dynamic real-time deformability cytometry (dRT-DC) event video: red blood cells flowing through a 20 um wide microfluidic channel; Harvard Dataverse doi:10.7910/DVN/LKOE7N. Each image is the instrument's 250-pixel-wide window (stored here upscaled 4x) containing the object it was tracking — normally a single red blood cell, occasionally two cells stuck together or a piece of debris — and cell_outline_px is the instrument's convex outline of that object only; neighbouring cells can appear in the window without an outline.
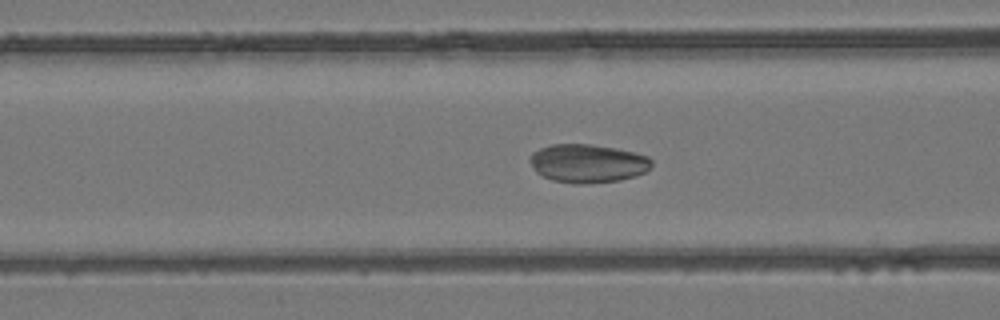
{"species": "common noctule bat (a hibernating species)", "species_latin": "Nyctalus noctula", "temperature_condition": "room temperature", "stored_images_in_passage": 51, "camera_frame_rate_fps": 3000, "um_per_image_px": 0.085, "animal": {"sex": "female", "body_mass_g": 24.6, "forearm_length_mm": 56.2}, "frame": {"image": 1, "passage_image": 21, "time_ms": 6.667, "image_size_px": [1000, 320], "cell_outline_px": [[652, 164], [644, 172], [636, 176], [620, 180], [584, 184], [572, 184], [552, 180], [536, 172], [528, 160], [528, 156], [532, 152], [540, 148], [552, 144], [592, 144], [616, 148], [636, 152], [648, 156], [652, 160]], "centroid_in_image_um": [49.94, 13.88], "position_along_channel_um": 116.7, "area_um2": 27.57}}
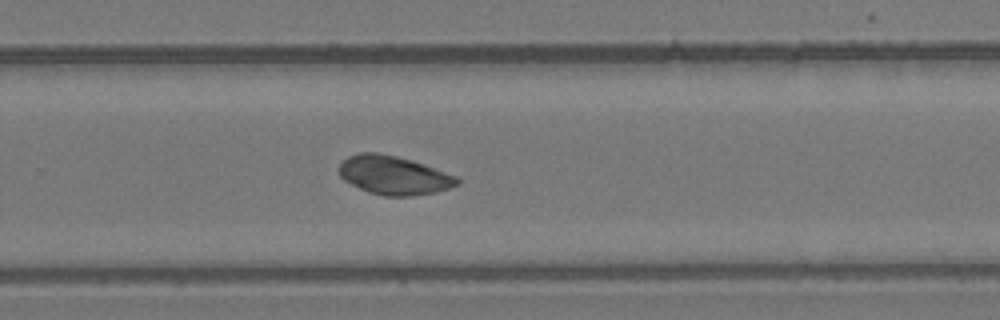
{"frame": {"image": 2, "passage_image": 34, "time_ms": 11.0, "image_size_px": [1000, 320], "cell_outline_px": [[460, 184], [436, 192], [408, 196], [384, 196], [368, 192], [344, 180], [340, 176], [340, 164], [348, 156], [360, 152], [376, 152], [396, 156], [412, 160], [424, 164], [456, 176], [460, 180]], "centroid_in_image_um": [33.48, 14.89], "position_along_channel_um": 296.3, "area_um2": 26.47}}
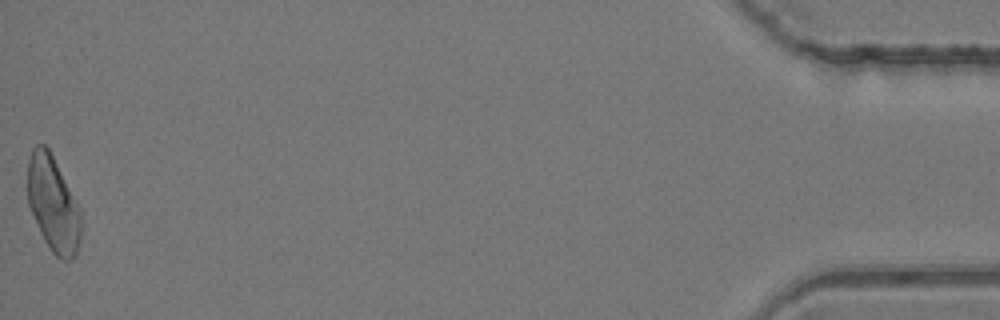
{"frame": {"image": 3, "passage_image": 51, "time_ms": 16.667, "image_size_px": [1000, 320], "cell_outline_px": [[80, 236], [76, 256], [72, 260], [60, 260], [52, 252], [44, 240], [40, 232], [28, 204], [28, 160], [32, 148], [36, 144], [44, 144], [48, 148], [80, 212]], "centroid_in_image_um": [4.48, 17.39], "position_along_channel_um": 430.7, "area_um2": 29.02}}